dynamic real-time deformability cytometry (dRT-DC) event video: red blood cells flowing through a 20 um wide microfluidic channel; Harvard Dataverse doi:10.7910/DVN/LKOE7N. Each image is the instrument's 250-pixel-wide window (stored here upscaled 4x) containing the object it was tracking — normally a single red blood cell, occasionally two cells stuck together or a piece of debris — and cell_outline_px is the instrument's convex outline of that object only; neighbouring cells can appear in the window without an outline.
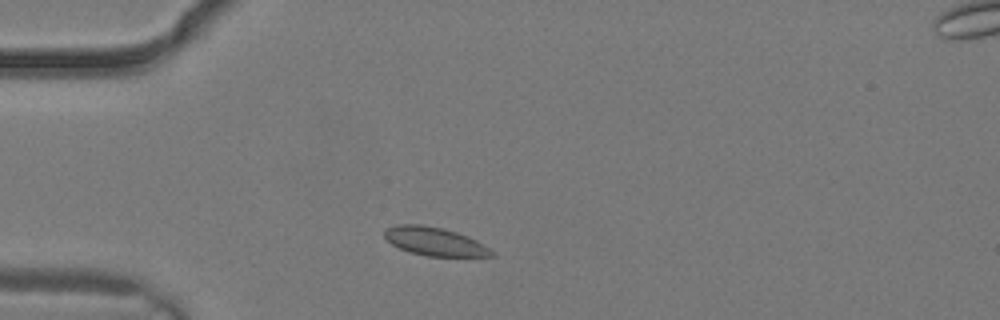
{"species": "common noctule bat (a hibernating species)", "species_latin": "Nyctalus noctula", "temperature_condition": "warm", "stored_images_in_passage": 2, "camera_frame_rate_fps": 3000, "um_per_image_px": 0.085, "animal": {"sex": "male", "body_mass_g": 19.2, "forearm_length_mm": 51.8}, "frame": {"image": 1, "passage_image": 1, "time_ms": 0.0, "image_size_px": [1000, 320], "cell_outline_px": [[496, 256], [428, 256], [412, 252], [400, 248], [392, 244], [384, 236], [384, 228], [396, 224], [420, 224], [444, 228], [468, 236], [476, 240], [496, 252]], "centroid_in_image_um": [36.96, 20.51], "position_along_channel_um": 48.0, "area_um2": 17.74}}